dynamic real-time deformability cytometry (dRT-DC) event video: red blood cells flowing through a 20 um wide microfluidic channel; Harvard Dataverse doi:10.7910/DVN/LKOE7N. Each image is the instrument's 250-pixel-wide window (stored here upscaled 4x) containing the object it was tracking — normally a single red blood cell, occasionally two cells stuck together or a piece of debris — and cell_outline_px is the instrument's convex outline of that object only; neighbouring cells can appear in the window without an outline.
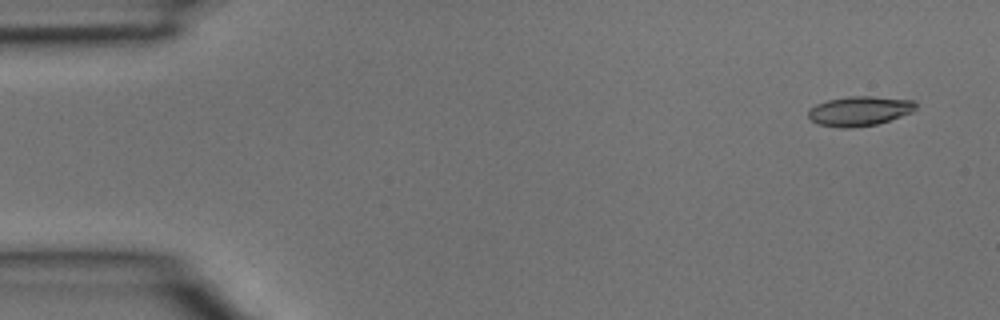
{"species": "common noctule bat (a hibernating species)", "species_latin": "Nyctalus noctula", "temperature_condition": "room temperature", "stored_images_in_passage": 4, "camera_frame_rate_fps": 3000, "um_per_image_px": 0.085, "animal": {"sex": "male", "body_mass_g": 15.6}, "frame": {"image": 1, "passage_image": 1, "time_ms": 0.0, "image_size_px": [1000, 320], "cell_outline_px": [[916, 108], [912, 112], [876, 124], [848, 128], [840, 128], [816, 124], [808, 116], [808, 108], [816, 104], [828, 100], [848, 96], [872, 96], [916, 100]], "centroid_in_image_um": [73.03, 9.43], "position_along_channel_um": 12.0, "area_um2": 18.61}}